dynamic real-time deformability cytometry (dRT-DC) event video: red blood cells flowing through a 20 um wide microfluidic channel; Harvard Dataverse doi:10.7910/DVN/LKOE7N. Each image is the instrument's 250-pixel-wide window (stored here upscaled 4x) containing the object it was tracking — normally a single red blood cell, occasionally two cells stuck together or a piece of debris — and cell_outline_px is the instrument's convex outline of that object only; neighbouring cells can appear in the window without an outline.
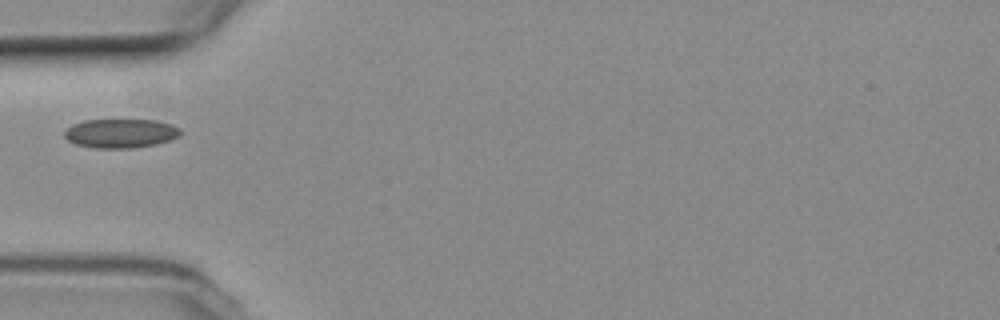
{"species": "common noctule bat (a hibernating species)", "species_latin": "Nyctalus noctula", "temperature_condition": "room temperature", "stored_images_in_passage": 1, "camera_frame_rate_fps": 3000, "um_per_image_px": 0.085, "animal": {"sex": "female", "body_mass_g": 19.3, "forearm_length_mm": 54.1}, "frame": {"image": 1, "passage_image": 1, "time_ms": 0.0, "image_size_px": [1000, 320], "cell_outline_px": [[180, 136], [156, 144], [132, 148], [92, 148], [76, 144], [68, 140], [64, 136], [64, 132], [72, 124], [84, 120], [156, 120], [172, 124], [180, 128]], "centroid_in_image_um": [10.25, 11.33], "position_along_channel_um": 74.8, "area_um2": 19.65}}